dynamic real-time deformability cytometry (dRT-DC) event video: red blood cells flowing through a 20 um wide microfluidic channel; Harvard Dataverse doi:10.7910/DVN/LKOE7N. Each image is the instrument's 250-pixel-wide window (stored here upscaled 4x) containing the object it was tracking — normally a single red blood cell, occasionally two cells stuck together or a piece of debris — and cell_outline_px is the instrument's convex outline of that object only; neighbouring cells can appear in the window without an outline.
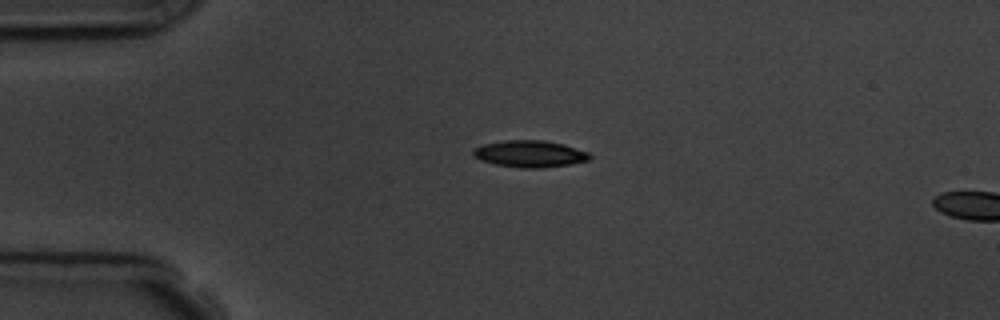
{"species": "common noctule bat (a hibernating species)", "species_latin": "Nyctalus noctula", "temperature_condition": "room temperature", "stored_images_in_passage": 2, "camera_frame_rate_fps": 3000, "um_per_image_px": 0.085, "animal": {"sex": "male", "body_mass_g": 19.5, "forearm_length_mm": 54.6}, "frame": {"image": 1, "passage_image": 1, "time_ms": 0.0, "image_size_px": [1000, 320], "cell_outline_px": [[592, 156], [588, 160], [572, 164], [540, 168], [524, 168], [496, 164], [480, 160], [472, 156], [472, 152], [476, 148], [484, 144], [504, 140], [544, 140], [564, 144], [588, 152]], "centroid_in_image_um": [45.04, 13.07], "position_along_channel_um": 40.0, "area_um2": 18.15}}